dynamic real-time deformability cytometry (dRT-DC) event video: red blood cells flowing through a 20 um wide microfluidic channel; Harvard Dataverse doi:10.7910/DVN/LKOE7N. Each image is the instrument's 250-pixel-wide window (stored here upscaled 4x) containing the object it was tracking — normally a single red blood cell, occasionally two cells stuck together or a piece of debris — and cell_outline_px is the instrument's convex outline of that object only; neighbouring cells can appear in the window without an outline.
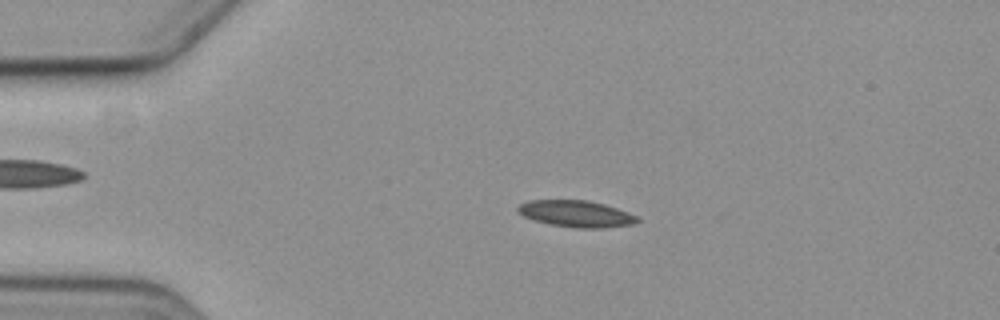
{"species": "common noctule bat (a hibernating species)", "species_latin": "Nyctalus noctula", "temperature_condition": "cold", "stored_images_in_passage": 58, "camera_frame_rate_fps": 3000, "um_per_image_px": 0.085, "animal": {"sex": "female", "body_mass_g": 19.3, "forearm_length_mm": 54.1}, "frame": {"image": 1, "passage_image": 13, "time_ms": 4.0, "image_size_px": [1000, 320], "cell_outline_px": [[640, 220], [632, 224], [604, 228], [572, 228], [548, 224], [532, 220], [516, 212], [516, 208], [520, 204], [528, 200], [588, 200], [604, 204], [628, 212], [636, 216]], "centroid_in_image_um": [48.92, 18.17], "position_along_channel_um": 36.1, "area_um2": 18.67}}
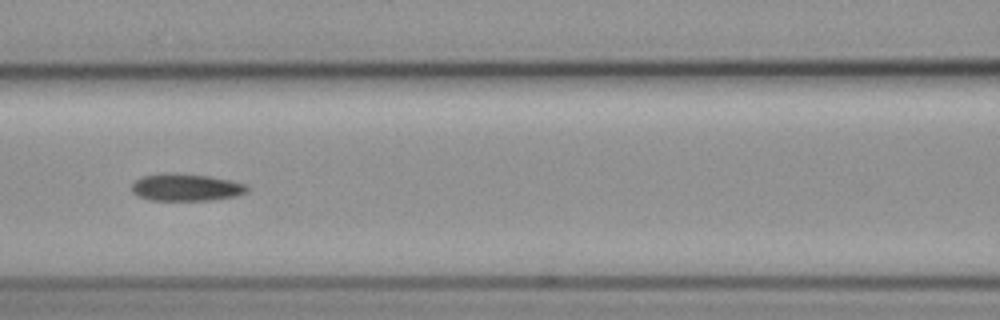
{"frame": {"image": 2, "passage_image": 26, "time_ms": 8.333, "image_size_px": [1000, 320], "cell_outline_px": [[248, 192], [236, 196], [212, 200], [148, 200], [132, 192], [132, 184], [136, 180], [144, 176], [164, 172], [176, 172], [208, 176], [232, 180], [244, 184], [248, 188]], "centroid_in_image_um": [15.82, 15.91], "position_along_channel_um": 150.8, "area_um2": 18.44}}
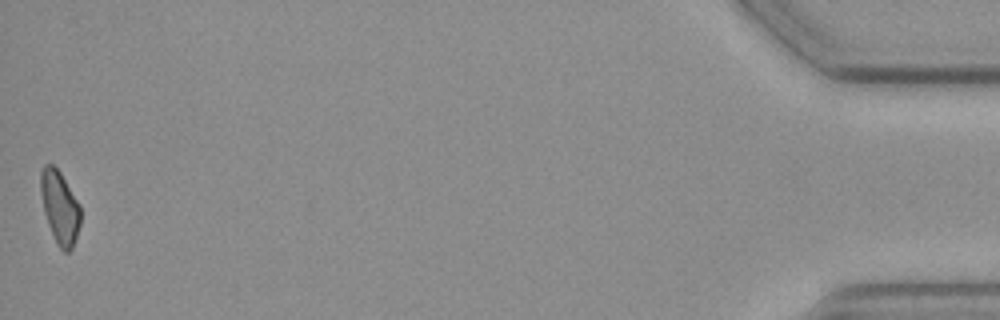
{"frame": {"image": 3, "passage_image": 58, "time_ms": 19.0, "image_size_px": [1000, 320], "cell_outline_px": [[80, 224], [72, 248], [68, 252], [64, 252], [56, 244], [48, 224], [44, 212], [40, 192], [40, 172], [44, 164], [52, 164], [60, 172], [80, 204]], "centroid_in_image_um": [5.07, 17.61], "position_along_channel_um": 430.1, "area_um2": 16.94}}